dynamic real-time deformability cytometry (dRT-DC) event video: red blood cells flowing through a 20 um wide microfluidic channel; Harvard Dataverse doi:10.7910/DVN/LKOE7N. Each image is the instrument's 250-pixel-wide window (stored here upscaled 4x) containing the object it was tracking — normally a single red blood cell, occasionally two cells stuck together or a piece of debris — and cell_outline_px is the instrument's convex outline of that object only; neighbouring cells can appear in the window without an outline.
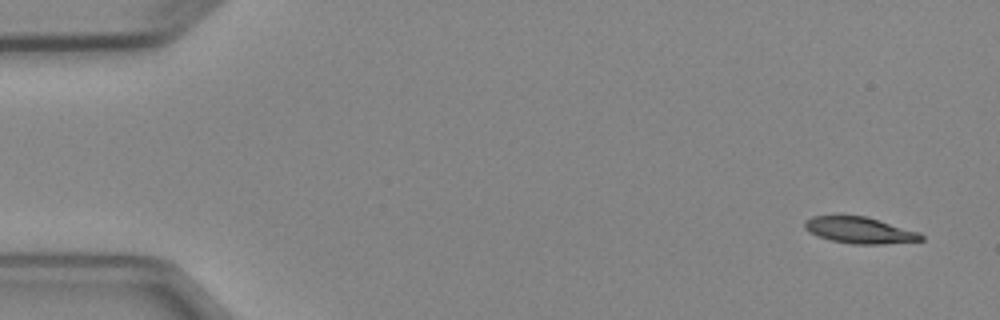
{"species": "Egyptian fruit bat (a non-hibernating species)", "species_latin": "Rousettus aegyptiacus", "temperature_condition": "cold", "stored_images_in_passage": 6, "camera_frame_rate_fps": 3000, "um_per_image_px": 0.085, "animal": {"sex": "female"}, "frame": {"image": 1, "passage_image": 1, "time_ms": 0.0, "image_size_px": [1000, 320], "cell_outline_px": [[924, 240], [884, 244], [852, 244], [832, 240], [816, 236], [808, 232], [804, 228], [804, 220], [812, 216], [864, 216], [920, 232], [924, 236]], "centroid_in_image_um": [73.05, 19.58], "position_along_channel_um": 12.0, "area_um2": 17.86}}
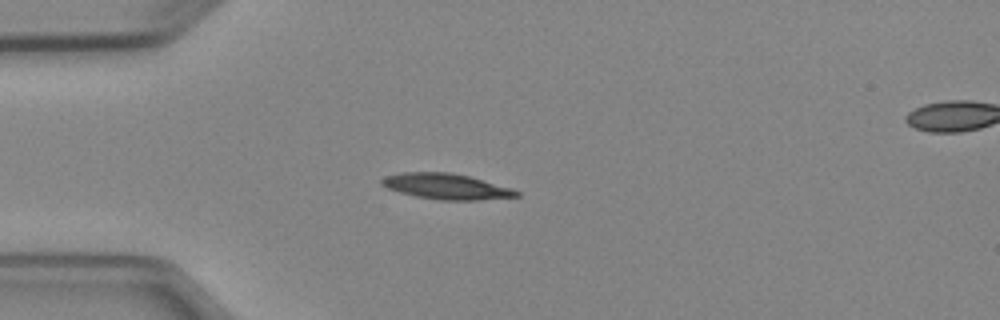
{"frame": {"image": 2, "passage_image": 4, "time_ms": 3.667, "image_size_px": [1000, 320], "cell_outline_px": [[520, 196], [476, 200], [440, 200], [416, 196], [400, 192], [388, 188], [380, 184], [380, 180], [384, 176], [404, 172], [448, 172], [468, 176], [512, 188], [520, 192]], "centroid_in_image_um": [37.92, 15.84], "position_along_channel_um": 47.1, "area_um2": 20.0}}